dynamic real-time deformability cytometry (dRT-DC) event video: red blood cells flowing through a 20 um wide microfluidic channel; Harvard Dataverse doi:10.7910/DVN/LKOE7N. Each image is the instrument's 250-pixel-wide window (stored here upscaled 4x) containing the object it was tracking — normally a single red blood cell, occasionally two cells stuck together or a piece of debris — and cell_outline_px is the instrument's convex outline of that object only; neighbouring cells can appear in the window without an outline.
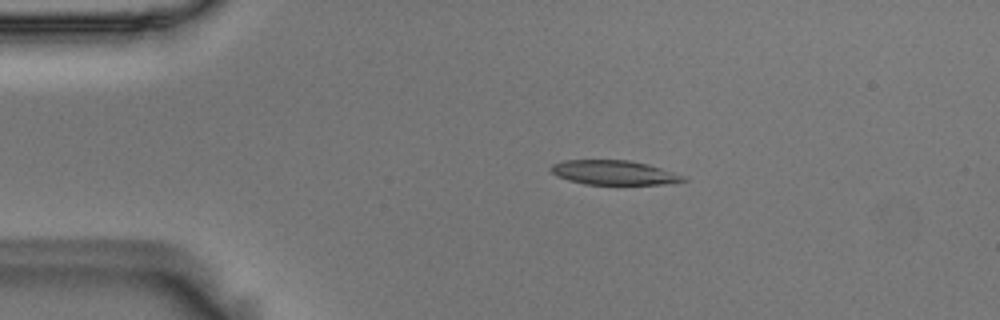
{"species": "Egyptian fruit bat (a non-hibernating species)", "species_latin": "Rousettus aegyptiacus", "temperature_condition": "room temperature", "stored_images_in_passage": 6, "camera_frame_rate_fps": 3000, "um_per_image_px": 0.085, "animal": {"sex": "male"}, "frame": {"image": 1, "passage_image": 3, "time_ms": 0.667, "image_size_px": [1000, 320], "cell_outline_px": [[688, 180], [664, 184], [584, 184], [568, 180], [556, 176], [548, 168], [552, 164], [564, 160], [628, 160], [648, 164], [684, 176]], "centroid_in_image_um": [52.12, 14.66], "position_along_channel_um": 32.9, "area_um2": 18.73}}
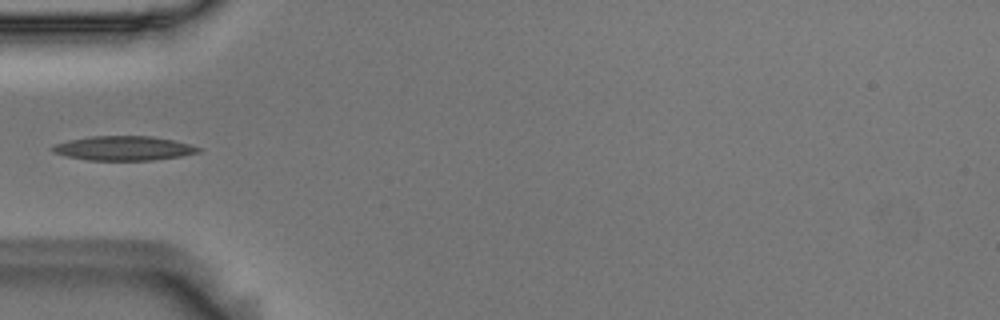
{"frame": {"image": 2, "passage_image": 5, "time_ms": 1.333, "image_size_px": [1000, 320], "cell_outline_px": [[204, 148], [200, 152], [180, 156], [152, 160], [88, 160], [64, 156], [52, 152], [48, 148], [56, 144], [68, 140], [88, 136], [152, 136], [172, 140]], "centroid_in_image_um": [10.47, 12.6], "position_along_channel_um": 74.5, "area_um2": 20.81}}
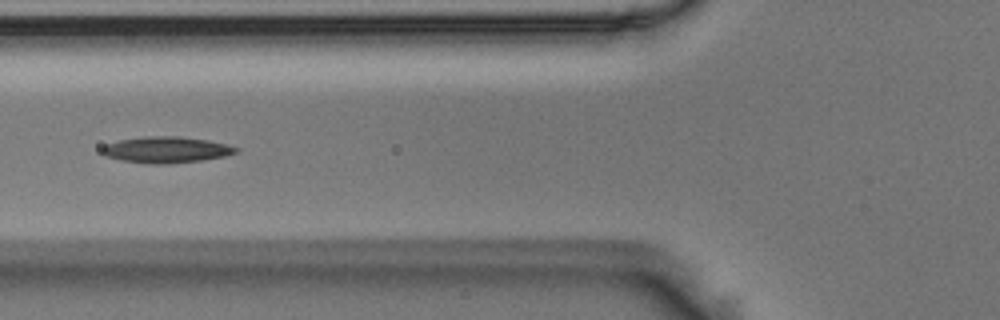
{"frame": {"image": 3, "passage_image": 6, "time_ms": 1.667, "image_size_px": [1000, 320], "cell_outline_px": [[240, 152], [224, 156], [200, 160], [164, 164], [156, 164], [120, 160], [104, 156], [100, 152], [100, 148], [104, 144], [120, 140], [148, 136], [176, 136], [208, 140], [228, 144], [240, 148]], "centroid_in_image_um": [14.12, 12.72], "position_along_channel_um": 111.7, "area_um2": 20.52}}